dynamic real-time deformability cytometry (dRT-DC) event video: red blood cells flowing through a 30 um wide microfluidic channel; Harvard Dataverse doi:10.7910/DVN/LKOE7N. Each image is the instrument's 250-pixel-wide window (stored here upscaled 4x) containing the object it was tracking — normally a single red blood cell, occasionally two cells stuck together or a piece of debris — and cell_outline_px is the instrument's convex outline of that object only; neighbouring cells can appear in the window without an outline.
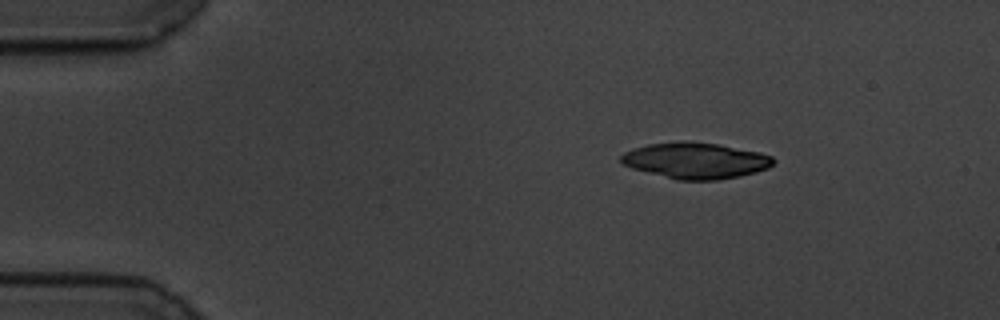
{"species": "common noctule bat (a hibernating species)", "species_latin": "Nyctalus noctula", "temperature_condition": "cold", "stored_images_in_passage": 10, "camera_frame_rate_fps": 3000, "um_per_image_px": 0.085, "animal": {"sex": "male", "body_mass_g": 19.5, "forearm_length_mm": 54.6}, "frame": {"image": 1, "passage_image": 1, "time_ms": 0.0, "image_size_px": [1000, 320], "cell_outline_px": [[776, 160], [768, 168], [756, 172], [740, 176], [716, 180], [676, 180], [632, 168], [624, 164], [620, 160], [620, 156], [624, 152], [632, 148], [648, 144], [716, 144], [760, 152], [772, 156]], "centroid_in_image_um": [59.15, 13.69], "position_along_channel_um": 25.9, "area_um2": 31.1}}